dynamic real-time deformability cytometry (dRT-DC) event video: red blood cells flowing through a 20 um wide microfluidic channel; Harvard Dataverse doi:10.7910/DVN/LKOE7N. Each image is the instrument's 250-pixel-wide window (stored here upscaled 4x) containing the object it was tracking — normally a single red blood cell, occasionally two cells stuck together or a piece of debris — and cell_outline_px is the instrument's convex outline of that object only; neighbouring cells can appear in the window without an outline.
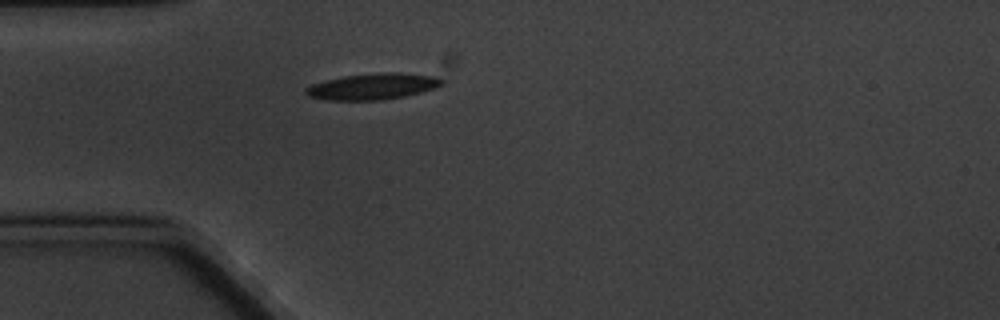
{"species": "common noctule bat (a hibernating species)", "species_latin": "Nyctalus noctula", "temperature_condition": "cold", "stored_images_in_passage": 1, "camera_frame_rate_fps": 3000, "um_per_image_px": 0.085, "animal": {"sex": "male", "body_mass_g": 20.1, "forearm_length_mm": 53.5}, "frame": {"image": 1, "passage_image": 1, "time_ms": 0.0, "image_size_px": [1000, 320], "cell_outline_px": [[444, 84], [420, 92], [404, 96], [380, 100], [328, 100], [308, 96], [304, 92], [304, 88], [312, 84], [324, 80], [340, 76], [384, 72], [400, 72], [436, 76], [444, 80]], "centroid_in_image_um": [31.65, 7.33], "position_along_channel_um": 53.3, "area_um2": 20.87}}